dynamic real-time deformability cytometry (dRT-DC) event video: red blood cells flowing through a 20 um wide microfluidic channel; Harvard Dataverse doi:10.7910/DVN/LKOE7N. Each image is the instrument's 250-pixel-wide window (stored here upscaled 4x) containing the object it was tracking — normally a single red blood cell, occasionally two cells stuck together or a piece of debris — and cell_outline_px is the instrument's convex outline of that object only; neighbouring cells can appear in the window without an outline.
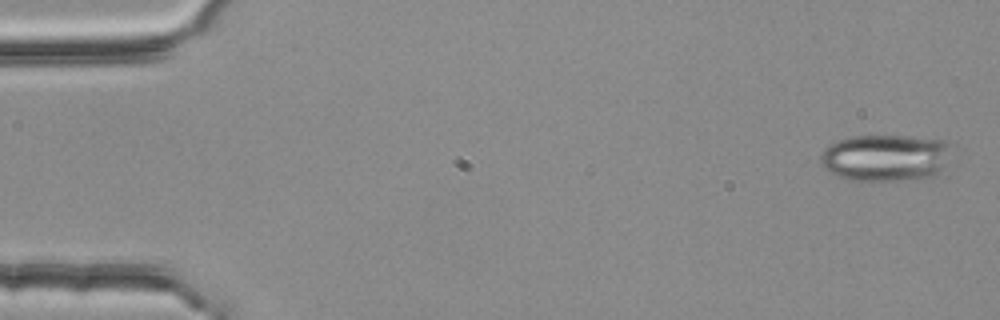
{"species": "common noctule bat (a hibernating species)", "species_latin": "Nyctalus noctula", "temperature_condition": "room temperature", "stored_images_in_passage": 3, "camera_frame_rate_fps": 3000, "um_per_image_px": 0.085, "animal": {"sex": "female", "body_mass_g": 25.1}, "frame": {"image": 1, "passage_image": 1, "time_ms": 0.0, "image_size_px": [1000, 320], "cell_outline_px": [[956, 144], [940, 172], [936, 176], [916, 180], [848, 180], [828, 172], [820, 164], [820, 156], [824, 148], [828, 144], [836, 140], [856, 136], [904, 136], [948, 140]], "centroid_in_image_um": [75.31, 13.4], "position_along_channel_um": 9.7, "area_um2": 36.59}}